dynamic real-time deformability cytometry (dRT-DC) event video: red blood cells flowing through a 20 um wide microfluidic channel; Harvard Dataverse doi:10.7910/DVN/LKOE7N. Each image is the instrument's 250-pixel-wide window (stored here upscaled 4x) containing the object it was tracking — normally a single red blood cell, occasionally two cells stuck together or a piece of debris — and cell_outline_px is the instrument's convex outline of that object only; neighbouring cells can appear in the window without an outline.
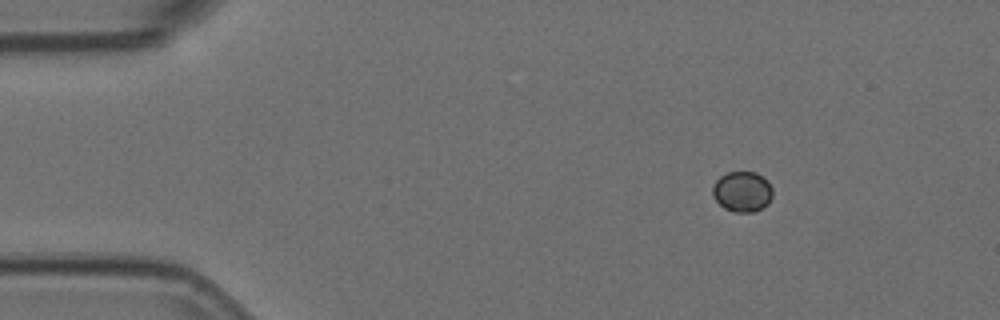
{"species": "Egyptian fruit bat (a non-hibernating species)", "species_latin": "Rousettus aegyptiacus", "temperature_condition": "room temperature", "stored_images_in_passage": 48, "camera_frame_rate_fps": 3000, "um_per_image_px": 0.085, "animal": {"sex": "female"}, "frame": {"image": 1, "passage_image": 1, "time_ms": 0.0, "image_size_px": [1000, 320], "cell_outline_px": [[772, 196], [768, 204], [752, 212], [736, 212], [724, 208], [712, 196], [712, 188], [716, 180], [720, 176], [728, 172], [756, 172], [768, 180], [772, 188]], "centroid_in_image_um": [63.09, 16.27], "position_along_channel_um": 21.9, "area_um2": 14.16}}
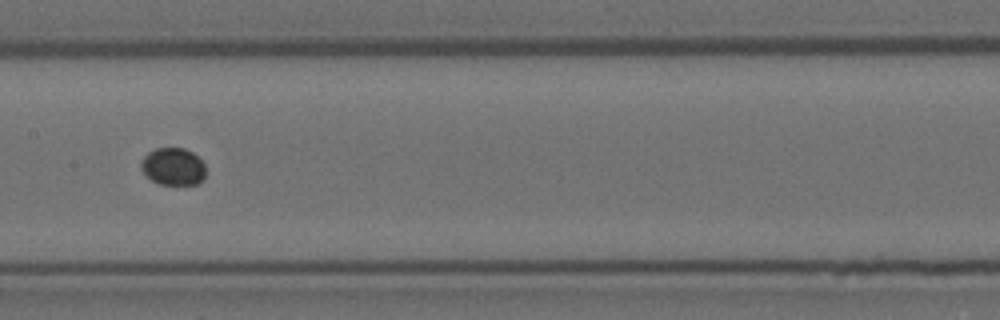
{"frame": {"image": 2, "passage_image": 21, "time_ms": 6.667, "image_size_px": [1000, 320], "cell_outline_px": [[204, 180], [196, 184], [160, 184], [152, 180], [140, 168], [140, 160], [148, 152], [156, 148], [184, 148], [192, 152], [204, 164]], "centroid_in_image_um": [14.69, 14.15], "position_along_channel_um": 192.7, "area_um2": 13.99}}
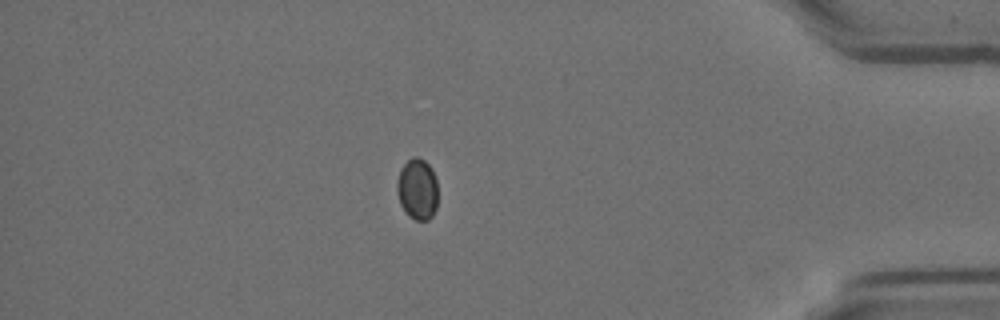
{"frame": {"image": 3, "passage_image": 41, "time_ms": 13.333, "image_size_px": [1000, 320], "cell_outline_px": [[436, 208], [432, 216], [428, 220], [416, 220], [408, 216], [404, 212], [400, 204], [396, 192], [396, 184], [400, 168], [412, 156], [416, 156], [424, 160], [432, 168], [436, 180]], "centroid_in_image_um": [35.44, 16.07], "position_along_channel_um": 399.8, "area_um2": 14.74}}